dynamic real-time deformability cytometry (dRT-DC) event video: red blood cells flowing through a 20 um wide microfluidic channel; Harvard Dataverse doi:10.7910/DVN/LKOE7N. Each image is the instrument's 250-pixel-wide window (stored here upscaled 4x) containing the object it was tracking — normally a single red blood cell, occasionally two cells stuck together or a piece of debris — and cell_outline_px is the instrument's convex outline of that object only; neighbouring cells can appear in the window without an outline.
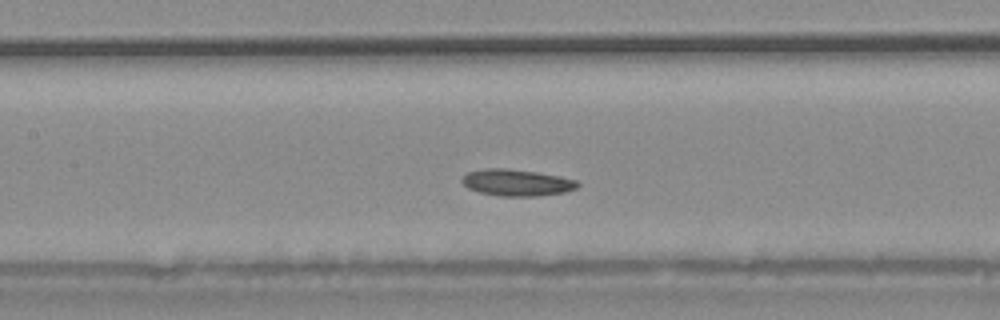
{"species": "common noctule bat (a hibernating species)", "species_latin": "Nyctalus noctula", "temperature_condition": "warm", "stored_images_in_passage": 31, "camera_frame_rate_fps": 3000, "um_per_image_px": 0.085, "animal": {"sex": "male", "body_mass_g": 20.4}, "frame": {"image": 1, "passage_image": 10, "time_ms": 3.0, "image_size_px": [1000, 320], "cell_outline_px": [[580, 184], [576, 188], [564, 192], [536, 196], [500, 196], [480, 192], [468, 188], [460, 180], [468, 172], [484, 168], [508, 168], [536, 172], [576, 180]], "centroid_in_image_um": [43.89, 15.52], "position_along_channel_um": 163.5, "area_um2": 17.74}}
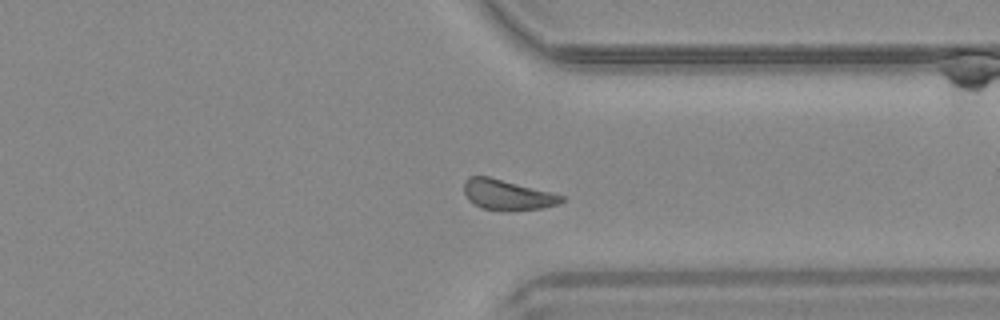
{"frame": {"image": 2, "passage_image": 22, "time_ms": 7.0, "image_size_px": [1000, 320], "cell_outline_px": [[564, 200], [556, 204], [540, 208], [512, 212], [480, 208], [472, 204], [468, 200], [464, 192], [464, 180], [468, 176], [488, 176], [552, 192], [564, 196]], "centroid_in_image_um": [43.07, 16.57], "position_along_channel_um": 368.3, "area_um2": 17.46}}